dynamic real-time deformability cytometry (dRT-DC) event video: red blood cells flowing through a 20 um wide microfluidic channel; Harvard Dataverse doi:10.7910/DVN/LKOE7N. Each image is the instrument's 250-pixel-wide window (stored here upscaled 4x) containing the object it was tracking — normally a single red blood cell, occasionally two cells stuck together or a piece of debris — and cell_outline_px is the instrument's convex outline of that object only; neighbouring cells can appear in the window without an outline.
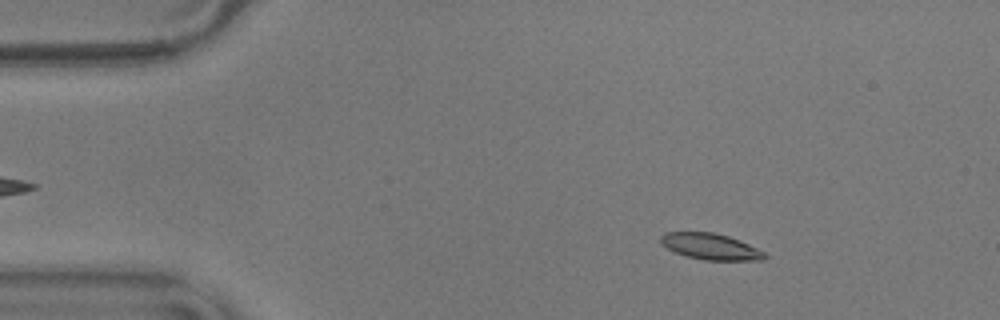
{"species": "common noctule bat (a hibernating species)", "species_latin": "Nyctalus noctula", "temperature_condition": "warm", "stored_images_in_passage": 52, "camera_frame_rate_fps": 3000, "um_per_image_px": 0.085, "animal": {"sex": "male", "body_mass_g": 17.9}, "frame": {"image": 1, "passage_image": 4, "time_ms": 1.0, "image_size_px": [1000, 320], "cell_outline_px": [[768, 256], [764, 260], [704, 260], [688, 256], [676, 252], [660, 244], [660, 236], [664, 232], [712, 232], [728, 236], [740, 240], [764, 252]], "centroid_in_image_um": [60.39, 20.95], "position_along_channel_um": 24.6, "area_um2": 15.78}}
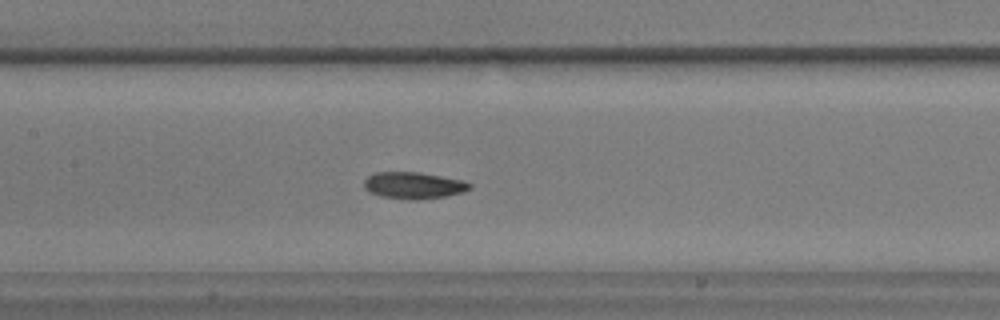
{"frame": {"image": 2, "passage_image": 22, "time_ms": 7.0, "image_size_px": [1000, 320], "cell_outline_px": [[472, 188], [464, 192], [444, 196], [412, 200], [380, 196], [368, 192], [364, 188], [364, 180], [368, 176], [376, 172], [420, 172], [464, 180], [472, 184]], "centroid_in_image_um": [35.16, 15.75], "position_along_channel_um": 172.2, "area_um2": 16.53}}
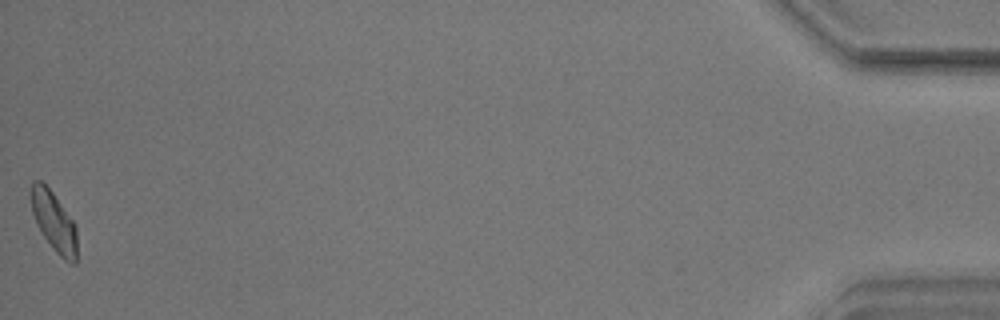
{"frame": {"image": 3, "passage_image": 52, "time_ms": 17.0, "image_size_px": [1000, 320], "cell_outline_px": [[76, 264], [72, 264], [64, 260], [52, 248], [36, 224], [32, 212], [28, 192], [32, 180], [40, 180], [52, 192], [76, 224]], "centroid_in_image_um": [4.55, 18.8], "position_along_channel_um": 430.7, "area_um2": 16.24}, "authors_computed_cell_mechanics": {"area_um2": 16.1262, "velocity_mm_per_s": 3.5659, "shape_relaxation_time_tau1_ms": 8.1673, "shape_relaxation_time_tau2_ms": 3.9929, "deformation_change_tau1": 0.1655, "deformation_change_tau2": 0.0883}}